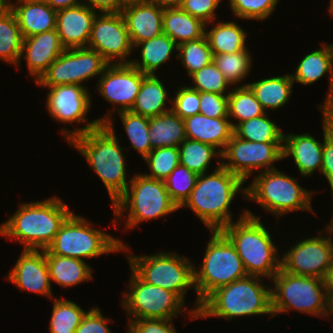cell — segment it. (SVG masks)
Here are the masks:
<instances>
[{"label":"cell","instance_id":"52","mask_svg":"<svg viewBox=\"0 0 333 333\" xmlns=\"http://www.w3.org/2000/svg\"><path fill=\"white\" fill-rule=\"evenodd\" d=\"M86 5L99 13H119L125 7L123 0H85Z\"/></svg>","mask_w":333,"mask_h":333},{"label":"cell","instance_id":"29","mask_svg":"<svg viewBox=\"0 0 333 333\" xmlns=\"http://www.w3.org/2000/svg\"><path fill=\"white\" fill-rule=\"evenodd\" d=\"M46 261L49 268L50 281L63 288L76 286L85 281L92 280V269L85 260L58 256L45 250Z\"/></svg>","mask_w":333,"mask_h":333},{"label":"cell","instance_id":"5","mask_svg":"<svg viewBox=\"0 0 333 333\" xmlns=\"http://www.w3.org/2000/svg\"><path fill=\"white\" fill-rule=\"evenodd\" d=\"M264 283L262 277L247 275L216 289L201 303L197 318L222 317L232 321L261 314L273 318L271 287Z\"/></svg>","mask_w":333,"mask_h":333},{"label":"cell","instance_id":"43","mask_svg":"<svg viewBox=\"0 0 333 333\" xmlns=\"http://www.w3.org/2000/svg\"><path fill=\"white\" fill-rule=\"evenodd\" d=\"M150 173L145 176L165 180L179 164L178 147L155 148L144 158Z\"/></svg>","mask_w":333,"mask_h":333},{"label":"cell","instance_id":"9","mask_svg":"<svg viewBox=\"0 0 333 333\" xmlns=\"http://www.w3.org/2000/svg\"><path fill=\"white\" fill-rule=\"evenodd\" d=\"M312 190L301 187L297 179L278 169L259 172L246 187V200L260 204L277 218L291 211H311Z\"/></svg>","mask_w":333,"mask_h":333},{"label":"cell","instance_id":"36","mask_svg":"<svg viewBox=\"0 0 333 333\" xmlns=\"http://www.w3.org/2000/svg\"><path fill=\"white\" fill-rule=\"evenodd\" d=\"M178 150L179 164L198 175L209 173L211 160L221 158V152L214 146L187 138L179 145Z\"/></svg>","mask_w":333,"mask_h":333},{"label":"cell","instance_id":"18","mask_svg":"<svg viewBox=\"0 0 333 333\" xmlns=\"http://www.w3.org/2000/svg\"><path fill=\"white\" fill-rule=\"evenodd\" d=\"M145 75L130 63L108 64L97 80L96 90L114 105V111H130Z\"/></svg>","mask_w":333,"mask_h":333},{"label":"cell","instance_id":"35","mask_svg":"<svg viewBox=\"0 0 333 333\" xmlns=\"http://www.w3.org/2000/svg\"><path fill=\"white\" fill-rule=\"evenodd\" d=\"M233 134L241 139L252 142H283L284 133L280 126L273 122L268 113L251 118L241 123H231Z\"/></svg>","mask_w":333,"mask_h":333},{"label":"cell","instance_id":"44","mask_svg":"<svg viewBox=\"0 0 333 333\" xmlns=\"http://www.w3.org/2000/svg\"><path fill=\"white\" fill-rule=\"evenodd\" d=\"M189 78H191L193 82V86L190 85L189 87L199 92H212L217 94H229L231 92L229 87L232 86L213 61L194 72ZM227 88L230 89V91Z\"/></svg>","mask_w":333,"mask_h":333},{"label":"cell","instance_id":"6","mask_svg":"<svg viewBox=\"0 0 333 333\" xmlns=\"http://www.w3.org/2000/svg\"><path fill=\"white\" fill-rule=\"evenodd\" d=\"M210 240L204 253L201 268L194 267V285L197 294L194 309L188 310L189 318L198 319L201 303L216 289L244 278L247 273L237 250L221 231H210Z\"/></svg>","mask_w":333,"mask_h":333},{"label":"cell","instance_id":"40","mask_svg":"<svg viewBox=\"0 0 333 333\" xmlns=\"http://www.w3.org/2000/svg\"><path fill=\"white\" fill-rule=\"evenodd\" d=\"M118 115L131 142L130 147H133L144 159L151 151L149 118L131 111H122Z\"/></svg>","mask_w":333,"mask_h":333},{"label":"cell","instance_id":"24","mask_svg":"<svg viewBox=\"0 0 333 333\" xmlns=\"http://www.w3.org/2000/svg\"><path fill=\"white\" fill-rule=\"evenodd\" d=\"M323 144L310 133L291 134L283 136V159L292 157L302 177L311 176L313 172L322 169Z\"/></svg>","mask_w":333,"mask_h":333},{"label":"cell","instance_id":"1","mask_svg":"<svg viewBox=\"0 0 333 333\" xmlns=\"http://www.w3.org/2000/svg\"><path fill=\"white\" fill-rule=\"evenodd\" d=\"M113 113L111 110L98 118L101 125L96 129L75 136L67 142L82 154L99 176L112 204L124 193L131 181L127 180L126 156L122 153L126 148L120 146L115 134Z\"/></svg>","mask_w":333,"mask_h":333},{"label":"cell","instance_id":"49","mask_svg":"<svg viewBox=\"0 0 333 333\" xmlns=\"http://www.w3.org/2000/svg\"><path fill=\"white\" fill-rule=\"evenodd\" d=\"M221 1L223 0H184L180 8L193 17L202 20L207 24V27L210 26L211 22L216 18L215 10L220 5Z\"/></svg>","mask_w":333,"mask_h":333},{"label":"cell","instance_id":"41","mask_svg":"<svg viewBox=\"0 0 333 333\" xmlns=\"http://www.w3.org/2000/svg\"><path fill=\"white\" fill-rule=\"evenodd\" d=\"M176 58L187 69V75L200 70L213 61V53L206 36L201 39L188 41L178 46Z\"/></svg>","mask_w":333,"mask_h":333},{"label":"cell","instance_id":"33","mask_svg":"<svg viewBox=\"0 0 333 333\" xmlns=\"http://www.w3.org/2000/svg\"><path fill=\"white\" fill-rule=\"evenodd\" d=\"M212 22V29L205 30V36L213 55L223 53H237L247 49V32L237 22ZM215 25V26H214Z\"/></svg>","mask_w":333,"mask_h":333},{"label":"cell","instance_id":"25","mask_svg":"<svg viewBox=\"0 0 333 333\" xmlns=\"http://www.w3.org/2000/svg\"><path fill=\"white\" fill-rule=\"evenodd\" d=\"M16 2V3H15ZM9 3L23 38L56 29L57 11L44 0H16Z\"/></svg>","mask_w":333,"mask_h":333},{"label":"cell","instance_id":"37","mask_svg":"<svg viewBox=\"0 0 333 333\" xmlns=\"http://www.w3.org/2000/svg\"><path fill=\"white\" fill-rule=\"evenodd\" d=\"M266 112L247 84L231 88V92L228 94L229 119L233 117L238 119L237 123H241L259 117Z\"/></svg>","mask_w":333,"mask_h":333},{"label":"cell","instance_id":"20","mask_svg":"<svg viewBox=\"0 0 333 333\" xmlns=\"http://www.w3.org/2000/svg\"><path fill=\"white\" fill-rule=\"evenodd\" d=\"M96 12L85 3L57 11L56 30L65 49L88 46Z\"/></svg>","mask_w":333,"mask_h":333},{"label":"cell","instance_id":"10","mask_svg":"<svg viewBox=\"0 0 333 333\" xmlns=\"http://www.w3.org/2000/svg\"><path fill=\"white\" fill-rule=\"evenodd\" d=\"M129 247L122 244V252L132 269L144 282L175 293L184 303L187 290L194 285V265L176 252H156L152 255H130ZM128 252V255H127Z\"/></svg>","mask_w":333,"mask_h":333},{"label":"cell","instance_id":"54","mask_svg":"<svg viewBox=\"0 0 333 333\" xmlns=\"http://www.w3.org/2000/svg\"><path fill=\"white\" fill-rule=\"evenodd\" d=\"M323 284L330 298L333 296V262L330 264L329 268L327 269L325 276L323 278Z\"/></svg>","mask_w":333,"mask_h":333},{"label":"cell","instance_id":"30","mask_svg":"<svg viewBox=\"0 0 333 333\" xmlns=\"http://www.w3.org/2000/svg\"><path fill=\"white\" fill-rule=\"evenodd\" d=\"M137 47L140 48L141 61L131 59L130 64L144 74L153 75H155L156 70L171 59L172 53L178 50V45L164 33L137 43L134 48Z\"/></svg>","mask_w":333,"mask_h":333},{"label":"cell","instance_id":"8","mask_svg":"<svg viewBox=\"0 0 333 333\" xmlns=\"http://www.w3.org/2000/svg\"><path fill=\"white\" fill-rule=\"evenodd\" d=\"M271 281L273 317L292 309L316 317L329 315V297L323 279L291 274L281 268Z\"/></svg>","mask_w":333,"mask_h":333},{"label":"cell","instance_id":"45","mask_svg":"<svg viewBox=\"0 0 333 333\" xmlns=\"http://www.w3.org/2000/svg\"><path fill=\"white\" fill-rule=\"evenodd\" d=\"M233 15L244 20H266L280 0H227Z\"/></svg>","mask_w":333,"mask_h":333},{"label":"cell","instance_id":"16","mask_svg":"<svg viewBox=\"0 0 333 333\" xmlns=\"http://www.w3.org/2000/svg\"><path fill=\"white\" fill-rule=\"evenodd\" d=\"M326 234L303 239L281 256V268L288 273L323 279L333 262V222L326 225ZM321 233V234H320Z\"/></svg>","mask_w":333,"mask_h":333},{"label":"cell","instance_id":"55","mask_svg":"<svg viewBox=\"0 0 333 333\" xmlns=\"http://www.w3.org/2000/svg\"><path fill=\"white\" fill-rule=\"evenodd\" d=\"M184 0H148L147 2L156 4L162 8L180 7Z\"/></svg>","mask_w":333,"mask_h":333},{"label":"cell","instance_id":"34","mask_svg":"<svg viewBox=\"0 0 333 333\" xmlns=\"http://www.w3.org/2000/svg\"><path fill=\"white\" fill-rule=\"evenodd\" d=\"M23 36L9 6L0 7V61L19 67Z\"/></svg>","mask_w":333,"mask_h":333},{"label":"cell","instance_id":"14","mask_svg":"<svg viewBox=\"0 0 333 333\" xmlns=\"http://www.w3.org/2000/svg\"><path fill=\"white\" fill-rule=\"evenodd\" d=\"M109 63L88 47L65 49L35 82L48 88L58 85H81L95 76H101Z\"/></svg>","mask_w":333,"mask_h":333},{"label":"cell","instance_id":"48","mask_svg":"<svg viewBox=\"0 0 333 333\" xmlns=\"http://www.w3.org/2000/svg\"><path fill=\"white\" fill-rule=\"evenodd\" d=\"M199 113L209 118H228V94L200 92Z\"/></svg>","mask_w":333,"mask_h":333},{"label":"cell","instance_id":"22","mask_svg":"<svg viewBox=\"0 0 333 333\" xmlns=\"http://www.w3.org/2000/svg\"><path fill=\"white\" fill-rule=\"evenodd\" d=\"M322 47L306 54L299 62L295 72L291 73L293 82L302 85H312L325 74H329V92L323 104L317 105L322 111H333V44H325Z\"/></svg>","mask_w":333,"mask_h":333},{"label":"cell","instance_id":"23","mask_svg":"<svg viewBox=\"0 0 333 333\" xmlns=\"http://www.w3.org/2000/svg\"><path fill=\"white\" fill-rule=\"evenodd\" d=\"M133 47L140 42L152 39L163 33L164 8L150 3L126 4L121 11Z\"/></svg>","mask_w":333,"mask_h":333},{"label":"cell","instance_id":"53","mask_svg":"<svg viewBox=\"0 0 333 333\" xmlns=\"http://www.w3.org/2000/svg\"><path fill=\"white\" fill-rule=\"evenodd\" d=\"M52 9L59 11L66 8L78 6L82 0H44Z\"/></svg>","mask_w":333,"mask_h":333},{"label":"cell","instance_id":"7","mask_svg":"<svg viewBox=\"0 0 333 333\" xmlns=\"http://www.w3.org/2000/svg\"><path fill=\"white\" fill-rule=\"evenodd\" d=\"M124 193L112 204L114 227L126 214L125 229H134L142 222L165 217L179 210L171 200L163 180L145 176L143 173L134 174Z\"/></svg>","mask_w":333,"mask_h":333},{"label":"cell","instance_id":"17","mask_svg":"<svg viewBox=\"0 0 333 333\" xmlns=\"http://www.w3.org/2000/svg\"><path fill=\"white\" fill-rule=\"evenodd\" d=\"M87 47L97 51L109 64L131 63L127 58L134 47L122 13H98Z\"/></svg>","mask_w":333,"mask_h":333},{"label":"cell","instance_id":"27","mask_svg":"<svg viewBox=\"0 0 333 333\" xmlns=\"http://www.w3.org/2000/svg\"><path fill=\"white\" fill-rule=\"evenodd\" d=\"M163 33L169 36L178 46L188 41L205 36L206 24L193 17L180 7L164 8Z\"/></svg>","mask_w":333,"mask_h":333},{"label":"cell","instance_id":"15","mask_svg":"<svg viewBox=\"0 0 333 333\" xmlns=\"http://www.w3.org/2000/svg\"><path fill=\"white\" fill-rule=\"evenodd\" d=\"M282 147L283 142H252L233 134L221 153V165L247 182L254 170L276 169L273 164L283 159Z\"/></svg>","mask_w":333,"mask_h":333},{"label":"cell","instance_id":"2","mask_svg":"<svg viewBox=\"0 0 333 333\" xmlns=\"http://www.w3.org/2000/svg\"><path fill=\"white\" fill-rule=\"evenodd\" d=\"M72 213L57 196L29 203L19 208L0 225V235L23 244V250H46Z\"/></svg>","mask_w":333,"mask_h":333},{"label":"cell","instance_id":"56","mask_svg":"<svg viewBox=\"0 0 333 333\" xmlns=\"http://www.w3.org/2000/svg\"><path fill=\"white\" fill-rule=\"evenodd\" d=\"M326 179H327V181H328V183H329V185H330V189H331V194H332V198H333V175H328L327 177H326ZM333 205V204H332ZM333 213V212H332ZM332 216H333V214H332ZM330 222H333V217L331 218V221Z\"/></svg>","mask_w":333,"mask_h":333},{"label":"cell","instance_id":"26","mask_svg":"<svg viewBox=\"0 0 333 333\" xmlns=\"http://www.w3.org/2000/svg\"><path fill=\"white\" fill-rule=\"evenodd\" d=\"M184 123L187 139L210 144L221 153L233 135L229 118H209L199 113L185 118Z\"/></svg>","mask_w":333,"mask_h":333},{"label":"cell","instance_id":"46","mask_svg":"<svg viewBox=\"0 0 333 333\" xmlns=\"http://www.w3.org/2000/svg\"><path fill=\"white\" fill-rule=\"evenodd\" d=\"M172 111L181 119L199 114L200 92L185 85L180 86L170 101Z\"/></svg>","mask_w":333,"mask_h":333},{"label":"cell","instance_id":"47","mask_svg":"<svg viewBox=\"0 0 333 333\" xmlns=\"http://www.w3.org/2000/svg\"><path fill=\"white\" fill-rule=\"evenodd\" d=\"M324 147L322 156L323 176L333 175V111L322 110Z\"/></svg>","mask_w":333,"mask_h":333},{"label":"cell","instance_id":"58","mask_svg":"<svg viewBox=\"0 0 333 333\" xmlns=\"http://www.w3.org/2000/svg\"><path fill=\"white\" fill-rule=\"evenodd\" d=\"M148 0H123L125 4L137 3V2H147Z\"/></svg>","mask_w":333,"mask_h":333},{"label":"cell","instance_id":"57","mask_svg":"<svg viewBox=\"0 0 333 333\" xmlns=\"http://www.w3.org/2000/svg\"><path fill=\"white\" fill-rule=\"evenodd\" d=\"M328 314H330V315H328L327 318H330V316H333V296H331L329 298V311H328Z\"/></svg>","mask_w":333,"mask_h":333},{"label":"cell","instance_id":"38","mask_svg":"<svg viewBox=\"0 0 333 333\" xmlns=\"http://www.w3.org/2000/svg\"><path fill=\"white\" fill-rule=\"evenodd\" d=\"M50 333H75L88 311L68 299L54 297Z\"/></svg>","mask_w":333,"mask_h":333},{"label":"cell","instance_id":"13","mask_svg":"<svg viewBox=\"0 0 333 333\" xmlns=\"http://www.w3.org/2000/svg\"><path fill=\"white\" fill-rule=\"evenodd\" d=\"M48 89L49 92L45 101L46 109L53 119L62 124L86 123L85 126L71 130L62 129L61 133L65 136L66 142L101 125L98 119L90 122L86 117L92 106V98L88 87L69 84L52 86Z\"/></svg>","mask_w":333,"mask_h":333},{"label":"cell","instance_id":"11","mask_svg":"<svg viewBox=\"0 0 333 333\" xmlns=\"http://www.w3.org/2000/svg\"><path fill=\"white\" fill-rule=\"evenodd\" d=\"M91 223L72 212L61 225L47 250L53 255L81 260L111 252H122L121 239L94 228Z\"/></svg>","mask_w":333,"mask_h":333},{"label":"cell","instance_id":"19","mask_svg":"<svg viewBox=\"0 0 333 333\" xmlns=\"http://www.w3.org/2000/svg\"><path fill=\"white\" fill-rule=\"evenodd\" d=\"M7 280L17 288L53 299L45 250H22Z\"/></svg>","mask_w":333,"mask_h":333},{"label":"cell","instance_id":"42","mask_svg":"<svg viewBox=\"0 0 333 333\" xmlns=\"http://www.w3.org/2000/svg\"><path fill=\"white\" fill-rule=\"evenodd\" d=\"M197 178V173L189 170L186 166L178 164L164 180L171 200L179 209L189 198L191 191L195 187Z\"/></svg>","mask_w":333,"mask_h":333},{"label":"cell","instance_id":"3","mask_svg":"<svg viewBox=\"0 0 333 333\" xmlns=\"http://www.w3.org/2000/svg\"><path fill=\"white\" fill-rule=\"evenodd\" d=\"M213 172L198 175L189 198L180 207L190 208L210 231L222 230L233 222L230 205L238 192L246 200L245 183L217 160Z\"/></svg>","mask_w":333,"mask_h":333},{"label":"cell","instance_id":"60","mask_svg":"<svg viewBox=\"0 0 333 333\" xmlns=\"http://www.w3.org/2000/svg\"><path fill=\"white\" fill-rule=\"evenodd\" d=\"M329 4L328 11L333 16V0H330Z\"/></svg>","mask_w":333,"mask_h":333},{"label":"cell","instance_id":"50","mask_svg":"<svg viewBox=\"0 0 333 333\" xmlns=\"http://www.w3.org/2000/svg\"><path fill=\"white\" fill-rule=\"evenodd\" d=\"M174 319H142L128 320V330L130 333H177Z\"/></svg>","mask_w":333,"mask_h":333},{"label":"cell","instance_id":"21","mask_svg":"<svg viewBox=\"0 0 333 333\" xmlns=\"http://www.w3.org/2000/svg\"><path fill=\"white\" fill-rule=\"evenodd\" d=\"M64 50L54 29L23 38L20 61L26 60L28 72L36 82Z\"/></svg>","mask_w":333,"mask_h":333},{"label":"cell","instance_id":"28","mask_svg":"<svg viewBox=\"0 0 333 333\" xmlns=\"http://www.w3.org/2000/svg\"><path fill=\"white\" fill-rule=\"evenodd\" d=\"M156 75L146 74L144 76L139 93L130 110L132 113L152 118L172 110V107L166 105L169 91L160 77L158 78Z\"/></svg>","mask_w":333,"mask_h":333},{"label":"cell","instance_id":"31","mask_svg":"<svg viewBox=\"0 0 333 333\" xmlns=\"http://www.w3.org/2000/svg\"><path fill=\"white\" fill-rule=\"evenodd\" d=\"M151 151L160 147H179L186 139L184 119L172 110L149 118Z\"/></svg>","mask_w":333,"mask_h":333},{"label":"cell","instance_id":"12","mask_svg":"<svg viewBox=\"0 0 333 333\" xmlns=\"http://www.w3.org/2000/svg\"><path fill=\"white\" fill-rule=\"evenodd\" d=\"M130 271L128 291L121 300L129 320L175 319L187 309L175 293L146 283L132 269Z\"/></svg>","mask_w":333,"mask_h":333},{"label":"cell","instance_id":"32","mask_svg":"<svg viewBox=\"0 0 333 333\" xmlns=\"http://www.w3.org/2000/svg\"><path fill=\"white\" fill-rule=\"evenodd\" d=\"M293 84L290 73L247 83L265 111H274L285 106L291 98Z\"/></svg>","mask_w":333,"mask_h":333},{"label":"cell","instance_id":"4","mask_svg":"<svg viewBox=\"0 0 333 333\" xmlns=\"http://www.w3.org/2000/svg\"><path fill=\"white\" fill-rule=\"evenodd\" d=\"M261 221L260 216L245 209L236 222L221 231L235 246L247 275L271 280L281 269V257L271 233Z\"/></svg>","mask_w":333,"mask_h":333},{"label":"cell","instance_id":"39","mask_svg":"<svg viewBox=\"0 0 333 333\" xmlns=\"http://www.w3.org/2000/svg\"><path fill=\"white\" fill-rule=\"evenodd\" d=\"M248 49L237 53H223L213 55V62L222 72L230 85L241 83L251 71L252 57Z\"/></svg>","mask_w":333,"mask_h":333},{"label":"cell","instance_id":"51","mask_svg":"<svg viewBox=\"0 0 333 333\" xmlns=\"http://www.w3.org/2000/svg\"><path fill=\"white\" fill-rule=\"evenodd\" d=\"M109 321L111 322L109 318L103 316L99 307H92L82 319L75 333H112L107 325Z\"/></svg>","mask_w":333,"mask_h":333},{"label":"cell","instance_id":"59","mask_svg":"<svg viewBox=\"0 0 333 333\" xmlns=\"http://www.w3.org/2000/svg\"><path fill=\"white\" fill-rule=\"evenodd\" d=\"M11 0H0V7L8 6Z\"/></svg>","mask_w":333,"mask_h":333}]
</instances>
